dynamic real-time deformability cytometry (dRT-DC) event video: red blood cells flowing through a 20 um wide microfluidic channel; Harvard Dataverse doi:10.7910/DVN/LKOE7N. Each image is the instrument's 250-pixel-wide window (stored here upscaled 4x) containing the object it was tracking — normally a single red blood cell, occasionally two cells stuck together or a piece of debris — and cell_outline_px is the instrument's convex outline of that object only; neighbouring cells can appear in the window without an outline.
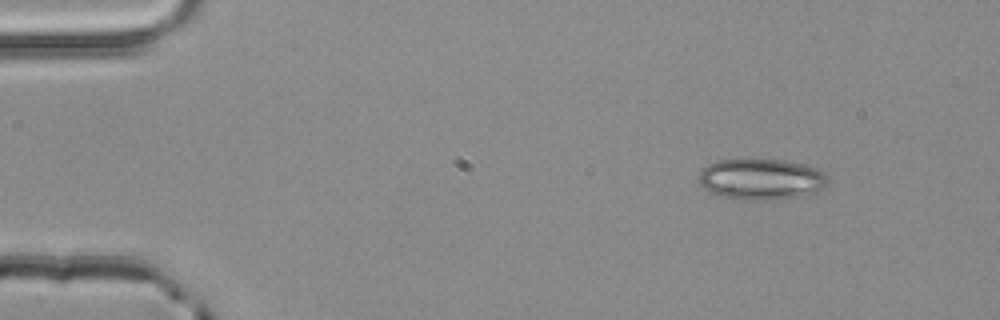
{"species": "common noctule bat (a hibernating species)", "species_latin": "Nyctalus noctula", "temperature_condition": "room temperature", "stored_images_in_passage": 3, "camera_frame_rate_fps": 3000, "um_per_image_px": 0.085, "animal": {"sex": "male", "body_mass_g": 20.4}, "frame": {"image": 1, "passage_image": 2, "time_ms": 0.333, "image_size_px": [1000, 320], "cell_outline_px": [[828, 184], [824, 188], [816, 192], [804, 196], [772, 200], [740, 200], [716, 196], [704, 188], [700, 184], [700, 172], [708, 164], [720, 160], [784, 160], [804, 164], [816, 168], [824, 172], [828, 176]], "centroid_in_image_um": [64.74, 15.26], "position_along_channel_um": 20.3, "area_um2": 31.15}}